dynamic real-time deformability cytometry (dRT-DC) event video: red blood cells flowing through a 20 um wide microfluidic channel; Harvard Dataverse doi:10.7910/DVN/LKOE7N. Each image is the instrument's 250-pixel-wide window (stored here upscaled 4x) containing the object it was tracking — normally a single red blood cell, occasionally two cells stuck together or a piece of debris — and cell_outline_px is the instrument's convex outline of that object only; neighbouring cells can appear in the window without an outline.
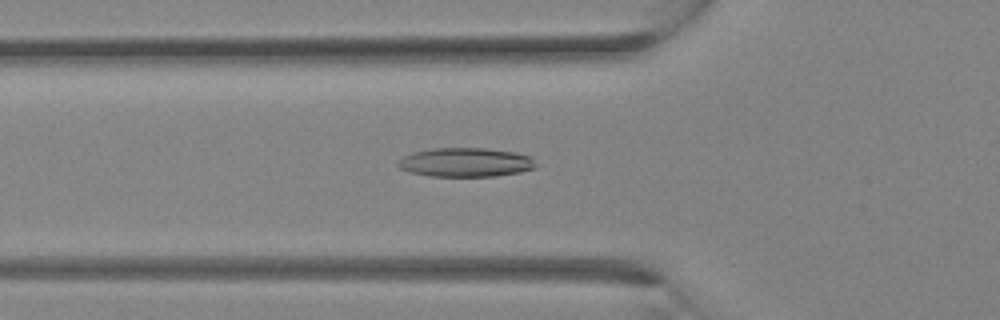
{"species": "Egyptian fruit bat (a non-hibernating species)", "species_latin": "Rousettus aegyptiacus", "temperature_condition": "room temperature", "stored_images_in_passage": 31, "camera_frame_rate_fps": 3000, "um_per_image_px": 0.085, "animal": {"sex": "female"}, "frame": {"image": 1, "passage_image": 10, "time_ms": 3.0, "image_size_px": [1000, 320], "cell_outline_px": [[536, 168], [520, 172], [496, 176], [428, 176], [408, 172], [400, 168], [396, 164], [404, 156], [412, 152], [432, 148], [484, 148], [516, 152], [528, 156], [536, 164]], "centroid_in_image_um": [39.55, 13.8], "position_along_channel_um": 86.3, "area_um2": 23.35}}
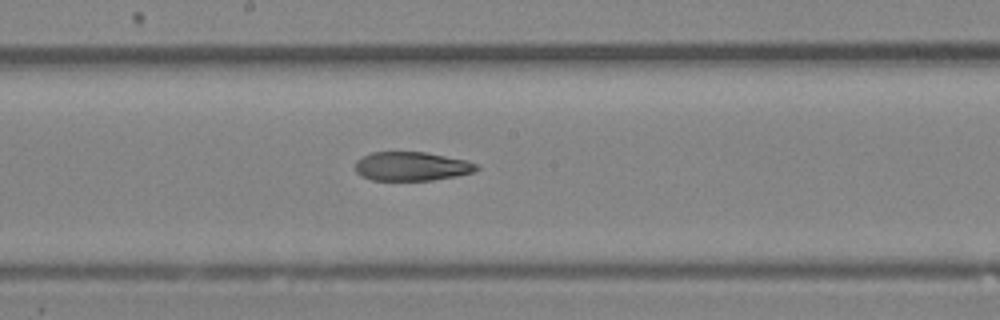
{"frame": {"image": 2, "passage_image": 16, "time_ms": 5.0, "image_size_px": [1000, 320], "cell_outline_px": [[480, 168], [472, 172], [456, 176], [432, 180], [372, 180], [360, 176], [352, 168], [356, 160], [372, 152], [424, 152], [468, 160], [476, 164]], "centroid_in_image_um": [34.94, 14.14], "position_along_channel_um": 213.3, "area_um2": 20.58}}
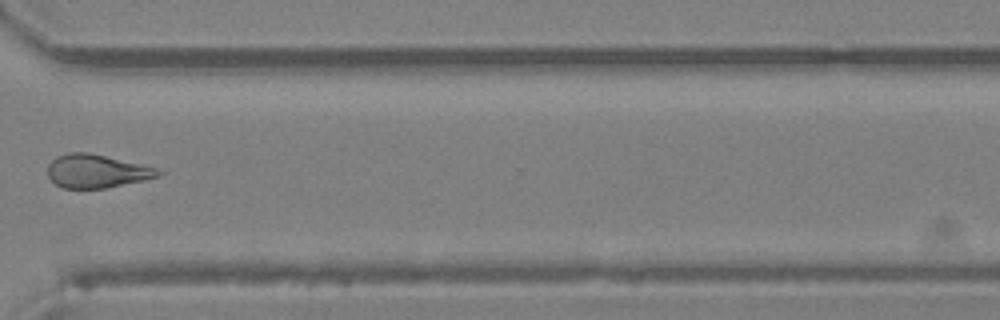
{"frame": {"image": 3, "passage_image": 23, "time_ms": 7.333, "image_size_px": [1000, 320], "cell_outline_px": [[164, 172], [160, 176], [144, 180], [104, 188], [60, 188], [48, 176], [48, 164], [56, 156], [68, 152], [88, 152], [140, 164], [156, 168]], "centroid_in_image_um": [8.19, 14.54], "position_along_channel_um": 362.4, "area_um2": 21.39}}